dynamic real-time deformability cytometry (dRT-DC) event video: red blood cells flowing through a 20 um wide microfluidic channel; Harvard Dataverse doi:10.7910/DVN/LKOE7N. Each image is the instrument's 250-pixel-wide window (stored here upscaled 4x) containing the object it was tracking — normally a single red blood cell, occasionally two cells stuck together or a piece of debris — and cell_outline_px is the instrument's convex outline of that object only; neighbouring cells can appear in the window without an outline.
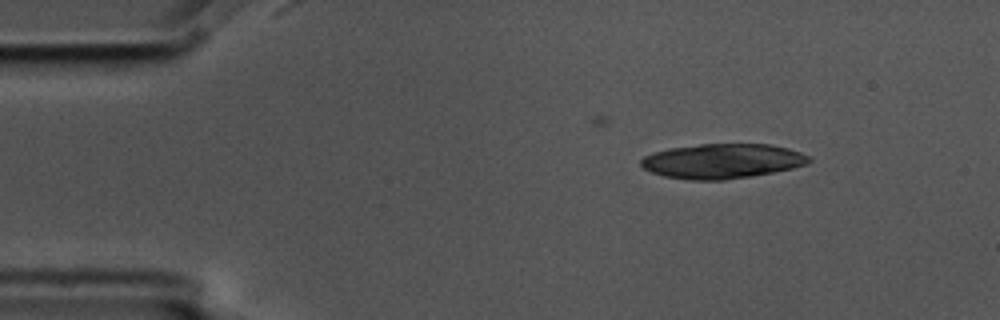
{"species": "common noctule bat (a hibernating species)", "species_latin": "Nyctalus noctula", "temperature_condition": "cold", "stored_images_in_passage": 6, "segment_of_instrument_passage": [1, 2], "camera_frame_rate_fps": 3000, "um_per_image_px": 0.085, "animal": {"sex": "male", "body_mass_g": 17.5, "forearm_length_mm": 52.3}, "frame": {"image": 1, "passage_image": 1, "time_ms": 0.0, "image_size_px": [1000, 320], "cell_outline_px": [[812, 160], [808, 164], [792, 168], [772, 172], [724, 180], [688, 180], [664, 176], [652, 172], [644, 168], [640, 164], [640, 160], [644, 156], [656, 152], [672, 148], [700, 144], [768, 144], [788, 148], [812, 156]], "centroid_in_image_um": [61.43, 13.69], "position_along_channel_um": 23.6, "area_um2": 33.87}}